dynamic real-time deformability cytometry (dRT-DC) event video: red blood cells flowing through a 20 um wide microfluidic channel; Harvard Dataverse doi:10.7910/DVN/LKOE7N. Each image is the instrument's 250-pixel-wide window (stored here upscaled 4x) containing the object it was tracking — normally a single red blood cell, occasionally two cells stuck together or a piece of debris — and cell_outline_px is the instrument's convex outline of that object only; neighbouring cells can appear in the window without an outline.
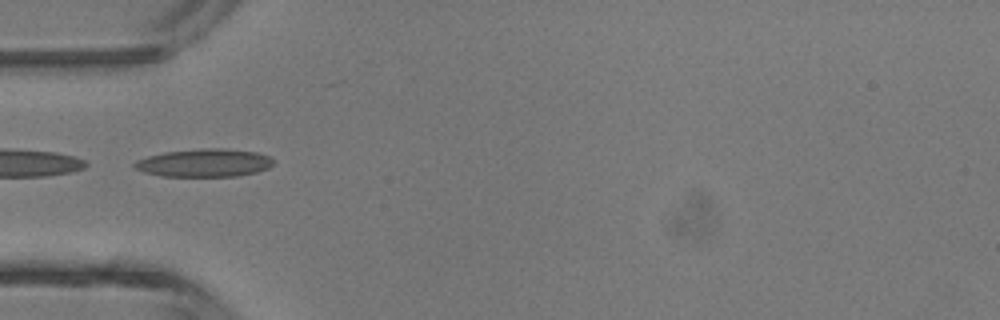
{"species": "common noctule bat (a hibernating species)", "species_latin": "Nyctalus noctula", "temperature_condition": "room temperature", "stored_images_in_passage": 4, "camera_frame_rate_fps": 3000, "um_per_image_px": 0.085, "animal": {"sex": "male", "body_mass_g": 13.3}, "frame": {"image": 1, "passage_image": 3, "time_ms": 2.333, "image_size_px": [1000, 320], "cell_outline_px": [[272, 164], [268, 168], [256, 172], [236, 176], [160, 176], [144, 172], [136, 168], [132, 164], [136, 160], [148, 156], [164, 152], [200, 148], [224, 148], [256, 152], [268, 156], [272, 160]], "centroid_in_image_um": [17.33, 13.84], "position_along_channel_um": 67.7, "area_um2": 22.6}}
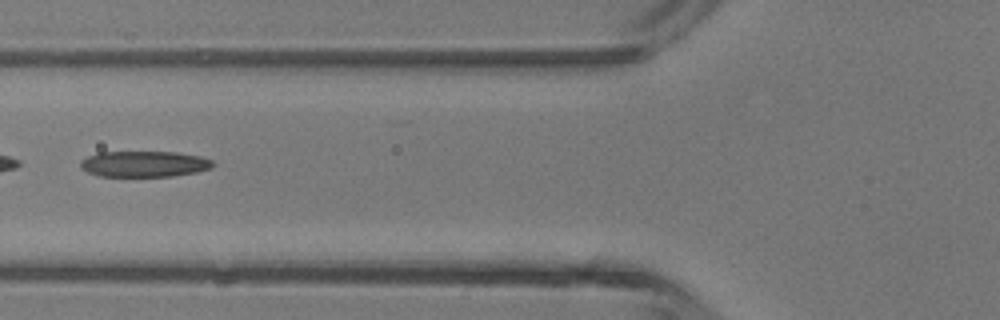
{"frame": {"image": 2, "passage_image": 4, "time_ms": 3.333, "image_size_px": [1000, 320], "cell_outline_px": [[212, 168], [196, 172], [172, 176], [100, 176], [88, 172], [80, 168], [80, 160], [88, 156], [100, 152], [176, 152], [200, 156], [212, 160]], "centroid_in_image_um": [12.24, 13.93], "position_along_channel_um": 113.6, "area_um2": 19.94}}